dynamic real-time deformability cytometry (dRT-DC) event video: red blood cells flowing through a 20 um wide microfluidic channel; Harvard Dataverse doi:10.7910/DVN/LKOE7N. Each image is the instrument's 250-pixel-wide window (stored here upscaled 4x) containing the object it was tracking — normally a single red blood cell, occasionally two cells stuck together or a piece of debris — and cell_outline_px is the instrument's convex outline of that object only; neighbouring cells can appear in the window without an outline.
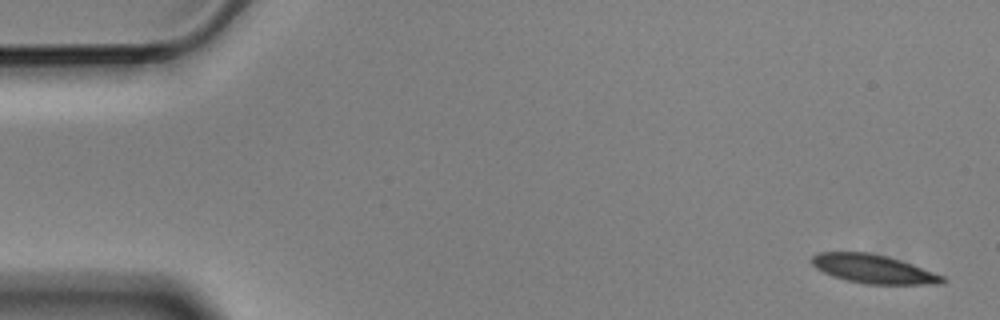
{"species": "Egyptian fruit bat (a non-hibernating species)", "species_latin": "Rousettus aegyptiacus", "temperature_condition": "cold", "stored_images_in_passage": 5, "camera_frame_rate_fps": 3000, "um_per_image_px": 0.085, "animal": {"sex": "male"}, "frame": {"image": 1, "passage_image": 1, "time_ms": 0.0, "image_size_px": [1000, 320], "cell_outline_px": [[944, 284], [864, 284], [848, 280], [824, 272], [816, 268], [812, 264], [812, 256], [816, 252], [868, 252], [888, 256], [912, 264], [944, 276]], "centroid_in_image_um": [74.24, 22.85], "position_along_channel_um": 10.8, "area_um2": 21.68}}
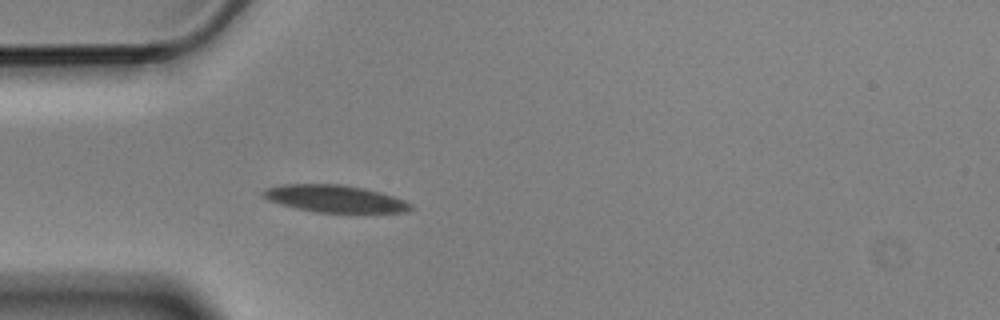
{"frame": {"image": 2, "passage_image": 5, "time_ms": 1.333, "image_size_px": [1000, 320], "cell_outline_px": [[412, 208], [408, 212], [316, 212], [296, 208], [268, 200], [260, 192], [268, 188], [284, 184], [340, 184], [364, 188], [380, 192], [404, 200], [412, 204]], "centroid_in_image_um": [28.47, 16.88], "position_along_channel_um": 56.5, "area_um2": 23.12}}